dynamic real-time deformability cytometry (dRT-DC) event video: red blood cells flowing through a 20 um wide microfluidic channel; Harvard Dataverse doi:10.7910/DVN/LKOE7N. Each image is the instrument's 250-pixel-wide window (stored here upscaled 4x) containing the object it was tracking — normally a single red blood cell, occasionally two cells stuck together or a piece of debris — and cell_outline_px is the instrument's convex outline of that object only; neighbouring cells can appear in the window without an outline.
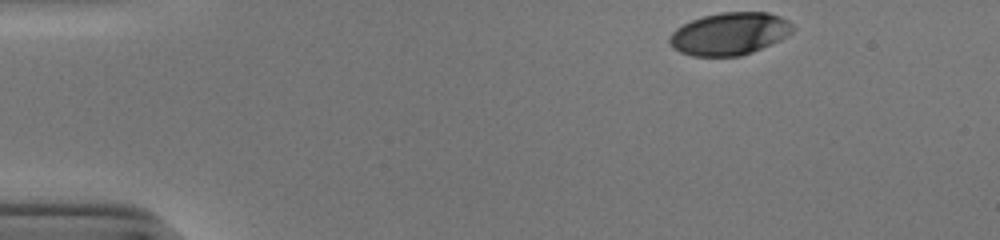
{"species": "human", "species_latin": "Homo sapiens", "temperature_condition": "cold", "stored_images_in_passage": 37, "camera_frame_rate_fps": 3000, "um_per_image_px": 0.085, "donor": {"sex": "male"}, "frame": {"image": 1, "passage_image": 1, "time_ms": 0.0, "image_size_px": [1000, 240], "cell_outline_px": [[796, 28], [792, 32], [780, 40], [752, 52], [740, 56], [692, 56], [680, 52], [672, 48], [668, 40], [668, 36], [676, 28], [692, 20], [704, 16], [720, 12], [768, 12], [780, 16], [788, 20]], "centroid_in_image_um": [62.01, 2.87], "position_along_channel_um": 23.0, "area_um2": 30.63}}
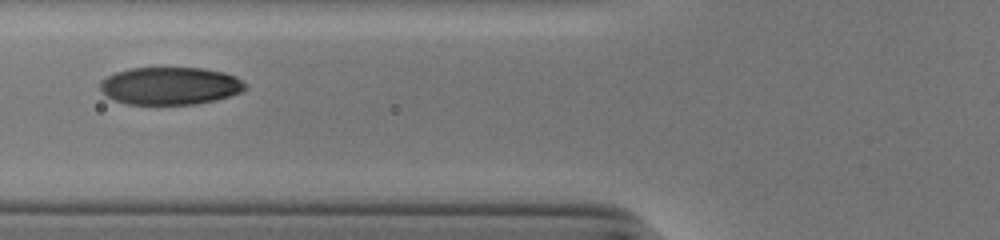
{"frame": {"image": 2, "passage_image": 15, "time_ms": 4.667, "image_size_px": [1000, 240], "cell_outline_px": [[248, 88], [240, 92], [216, 100], [196, 104], [128, 104], [116, 100], [100, 92], [100, 80], [116, 72], [132, 68], [204, 68], [224, 72], [236, 76], [248, 84]], "centroid_in_image_um": [14.49, 7.29], "position_along_channel_um": 111.3, "area_um2": 31.91}}
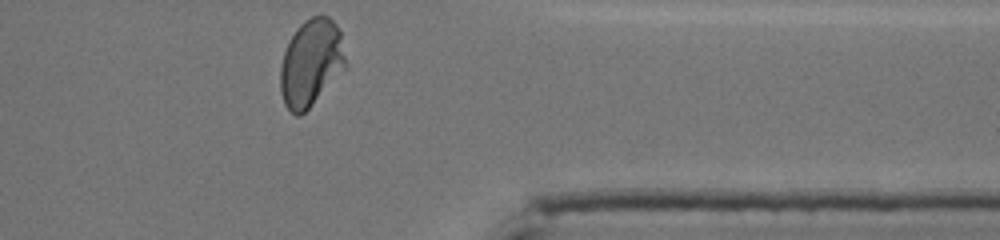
{"frame": {"image": 3, "passage_image": 37, "time_ms": 12.0, "image_size_px": [1000, 240], "cell_outline_px": [[348, 64], [308, 108], [300, 116], [296, 116], [284, 104], [280, 92], [280, 68], [284, 52], [296, 28], [304, 20], [312, 16], [328, 16], [336, 24], [340, 32]], "centroid_in_image_um": [26.43, 5.32], "position_along_channel_um": 385.0, "area_um2": 32.83}, "authors_computed_cell_mechanics": {"area_um2": 32.3102, "velocity_mm_per_s": 3.8719, "shape_relaxation_time_tau1_ms": 3.5766, "shape_relaxation_time_tau2_ms": null, "deformation_change_tau1": 0.1607, "deformation_change_tau2": null}}